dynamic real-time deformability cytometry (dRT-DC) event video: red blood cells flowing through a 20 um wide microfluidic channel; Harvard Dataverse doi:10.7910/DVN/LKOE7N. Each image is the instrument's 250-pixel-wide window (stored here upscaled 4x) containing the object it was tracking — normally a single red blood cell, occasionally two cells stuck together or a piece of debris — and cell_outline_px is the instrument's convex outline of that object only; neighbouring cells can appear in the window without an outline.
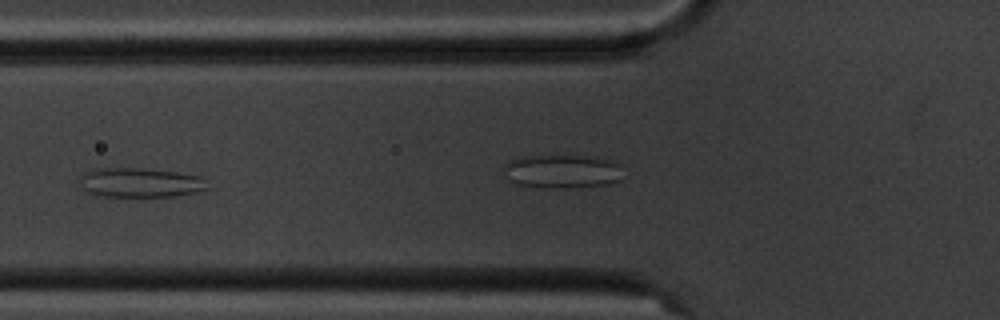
{"species": "common noctule bat (a hibernating species)", "species_latin": "Nyctalus noctula", "temperature_condition": "cold", "stored_images_in_passage": 17, "camera_frame_rate_fps": 3000, "um_per_image_px": 0.085, "animal": {"sex": "male", "body_mass_g": 20.1, "forearm_length_mm": 53.5}, "frame": {"image": 1, "passage_image": 6, "time_ms": 7.0, "image_size_px": [1000, 320], "cell_outline_px": [[212, 188], [196, 192], [176, 196], [96, 196], [88, 192], [84, 188], [84, 172], [96, 168], [144, 168], [176, 172], [200, 176]], "centroid_in_image_um": [12.01, 15.52], "position_along_channel_um": 113.8, "area_um2": 21.73}, "authors_computed_cell_mechanics": {"area_um2": 28.2642, "velocity_mm_per_s": 3.5089, "shape_relaxation_time_tau1_ms": null, "shape_relaxation_time_tau2_ms": 1.6219, "deformation_change_tau1": null, "deformation_change_tau2": 0.0379}}